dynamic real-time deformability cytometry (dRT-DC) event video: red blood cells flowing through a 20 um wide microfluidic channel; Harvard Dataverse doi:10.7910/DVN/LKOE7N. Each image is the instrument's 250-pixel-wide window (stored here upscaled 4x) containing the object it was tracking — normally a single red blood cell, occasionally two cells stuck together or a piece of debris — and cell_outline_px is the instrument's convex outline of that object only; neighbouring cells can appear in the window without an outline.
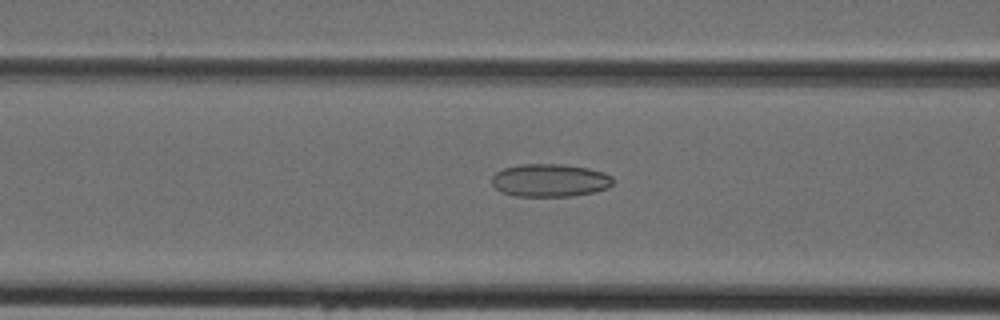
{"species": "Egyptian fruit bat (a non-hibernating species)", "species_latin": "Rousettus aegyptiacus", "temperature_condition": "cold", "stored_images_in_passage": 3, "camera_frame_rate_fps": 3000, "um_per_image_px": 0.085, "animal": {"sex": "female"}, "frame": {"image": 1, "passage_image": 3, "time_ms": 0.667, "image_size_px": [1000, 320], "cell_outline_px": [[612, 184], [608, 188], [596, 192], [572, 196], [516, 196], [500, 192], [492, 184], [492, 176], [496, 172], [504, 168], [520, 164], [564, 164], [588, 168], [604, 172], [612, 176]], "centroid_in_image_um": [46.75, 15.33], "position_along_channel_um": 119.9, "area_um2": 23.41}}